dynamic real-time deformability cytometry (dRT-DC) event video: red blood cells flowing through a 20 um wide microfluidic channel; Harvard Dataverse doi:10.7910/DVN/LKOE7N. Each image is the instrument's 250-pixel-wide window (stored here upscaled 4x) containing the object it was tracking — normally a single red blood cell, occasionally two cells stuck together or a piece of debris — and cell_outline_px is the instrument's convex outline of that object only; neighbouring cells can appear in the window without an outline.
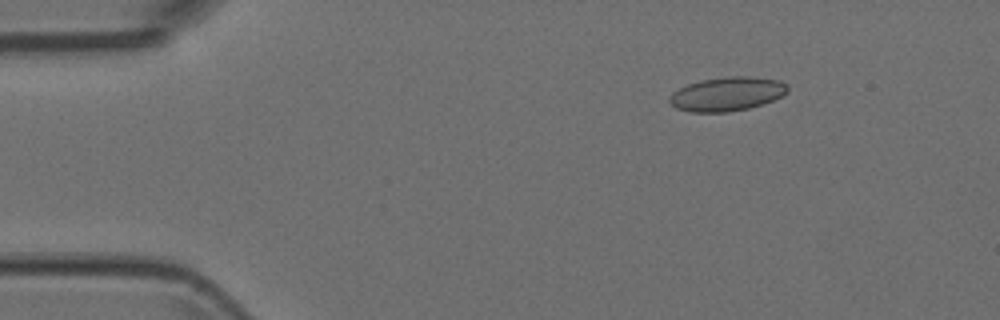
{"species": "Egyptian fruit bat (a non-hibernating species)", "species_latin": "Rousettus aegyptiacus", "temperature_condition": "room temperature", "stored_images_in_passage": 3, "camera_frame_rate_fps": 3000, "um_per_image_px": 0.085, "animal": {"sex": "female"}, "frame": {"image": 1, "passage_image": 1, "time_ms": 0.0, "image_size_px": [1000, 320], "cell_outline_px": [[788, 92], [784, 96], [748, 108], [728, 112], [688, 112], [676, 108], [668, 100], [668, 96], [672, 92], [688, 84], [700, 80], [728, 76], [752, 76], [780, 80], [788, 84]], "centroid_in_image_um": [61.8, 7.98], "position_along_channel_um": 23.2, "area_um2": 23.58}}